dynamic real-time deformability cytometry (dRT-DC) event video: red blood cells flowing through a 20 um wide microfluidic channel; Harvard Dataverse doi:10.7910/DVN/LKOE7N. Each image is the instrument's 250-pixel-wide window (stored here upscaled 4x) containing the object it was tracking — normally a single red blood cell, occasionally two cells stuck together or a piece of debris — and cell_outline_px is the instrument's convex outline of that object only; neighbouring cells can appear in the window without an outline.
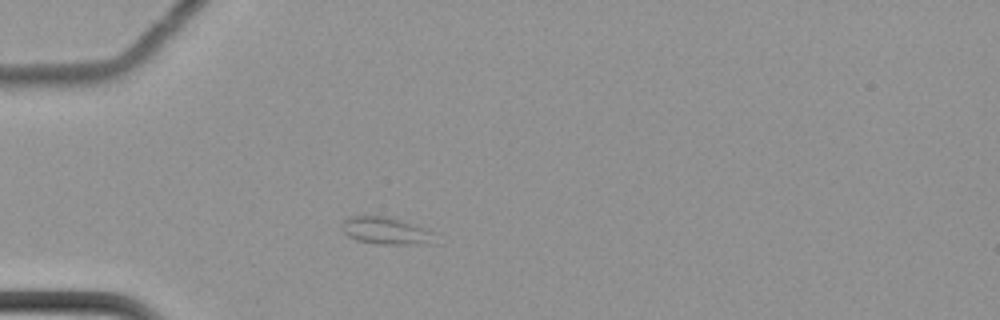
{"species": "common noctule bat (a hibernating species)", "species_latin": "Nyctalus noctula", "temperature_condition": "cold", "stored_images_in_passage": 44, "camera_frame_rate_fps": 3000, "um_per_image_px": 0.085, "animal": {"sex": "female", "body_mass_g": 22.7, "forearm_length_mm": 54.2}, "frame": {"image": 1, "passage_image": 1, "time_ms": 0.0, "image_size_px": [1000, 320], "cell_outline_px": [[440, 244], [376, 244], [356, 240], [348, 236], [340, 228], [340, 224], [348, 216], [384, 216], [400, 220], [436, 232]], "centroid_in_image_um": [32.87, 19.64], "position_along_channel_um": 52.1, "area_um2": 15.2}}
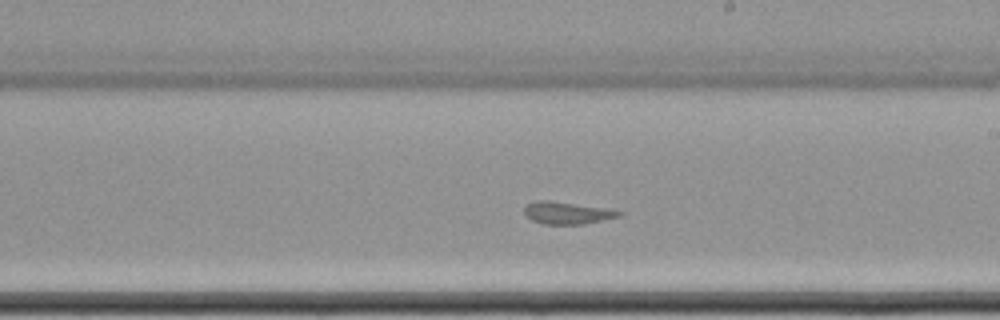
{"frame": {"image": 2, "passage_image": 19, "time_ms": 6.0, "image_size_px": [1000, 320], "cell_outline_px": [[624, 212], [620, 216], [584, 224], [544, 224], [532, 220], [524, 212], [524, 208], [528, 204], [536, 200], [552, 200], [612, 208]], "centroid_in_image_um": [48.26, 18.07], "position_along_channel_um": 240.7, "area_um2": 12.48}}
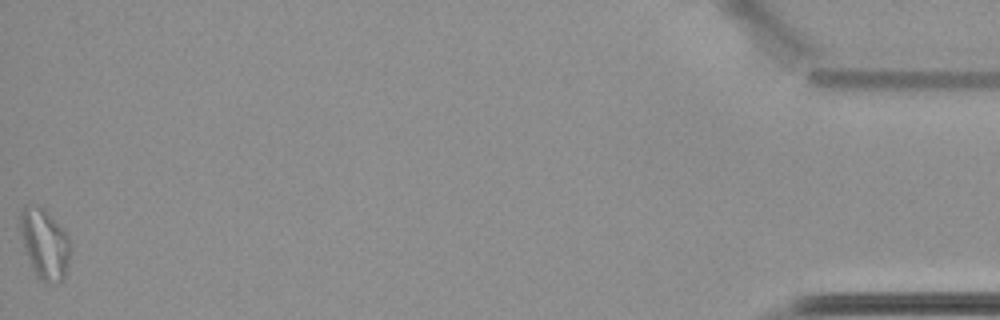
{"frame": {"image": 3, "passage_image": 44, "time_ms": 14.333, "image_size_px": [1000, 320], "cell_outline_px": [[72, 248], [68, 264], [64, 276], [60, 280], [48, 284], [40, 280], [36, 276], [24, 252], [16, 224], [20, 212], [24, 204], [36, 204], [44, 208], [52, 216], [68, 236], [72, 244]], "centroid_in_image_um": [3.73, 20.67], "position_along_channel_um": 431.5, "area_um2": 21.44}}